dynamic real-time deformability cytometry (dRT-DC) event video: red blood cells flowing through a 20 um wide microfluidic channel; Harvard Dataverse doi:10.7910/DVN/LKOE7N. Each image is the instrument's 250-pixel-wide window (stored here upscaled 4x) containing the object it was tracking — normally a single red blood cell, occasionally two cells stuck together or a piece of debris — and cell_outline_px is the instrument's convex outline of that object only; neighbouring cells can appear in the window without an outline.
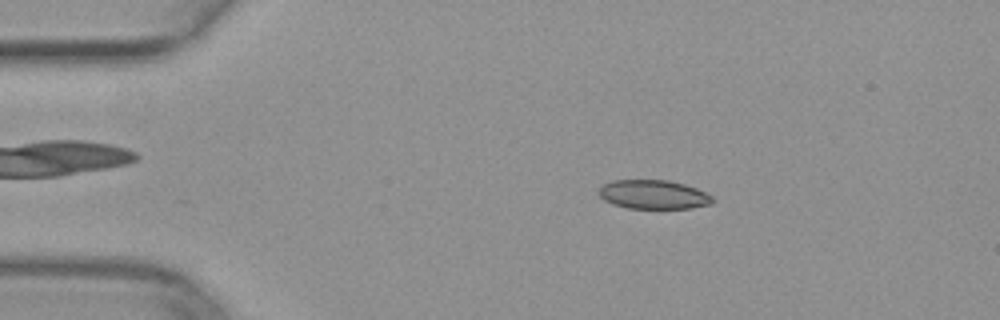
{"species": "common noctule bat (a hibernating species)", "species_latin": "Nyctalus noctula", "temperature_condition": "warm", "stored_images_in_passage": 51, "camera_frame_rate_fps": 3000, "um_per_image_px": 0.085, "animal": {"sex": "female", "body_mass_g": 29.2, "forearm_length_mm": 56.3}, "frame": {"image": 1, "passage_image": 10, "time_ms": 3.0, "image_size_px": [1000, 320], "cell_outline_px": [[716, 200], [712, 204], [692, 208], [628, 208], [612, 204], [604, 200], [596, 192], [604, 184], [612, 180], [668, 180], [684, 184], [696, 188], [712, 196]], "centroid_in_image_um": [55.54, 16.54], "position_along_channel_um": 29.5, "area_um2": 19.31}}
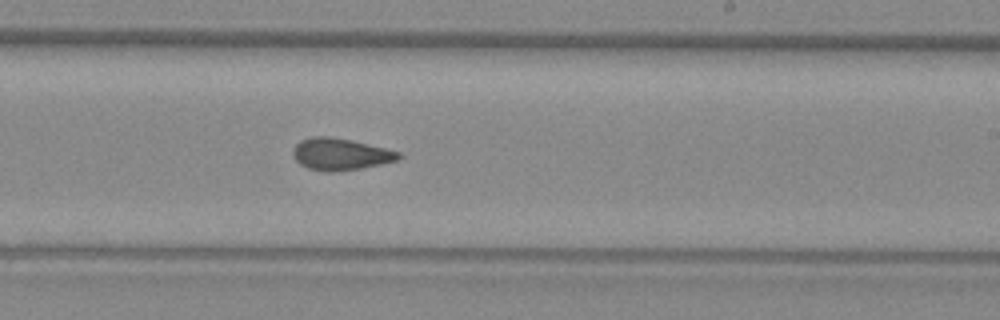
{"frame": {"image": 2, "passage_image": 31, "time_ms": 10.0, "image_size_px": [1000, 320], "cell_outline_px": [[400, 160], [360, 168], [332, 172], [324, 172], [308, 168], [300, 164], [292, 156], [292, 152], [296, 144], [300, 140], [312, 136], [328, 136], [348, 140], [384, 148], [400, 152]], "centroid_in_image_um": [28.89, 13.11], "position_along_channel_um": 260.1, "area_um2": 19.42}}
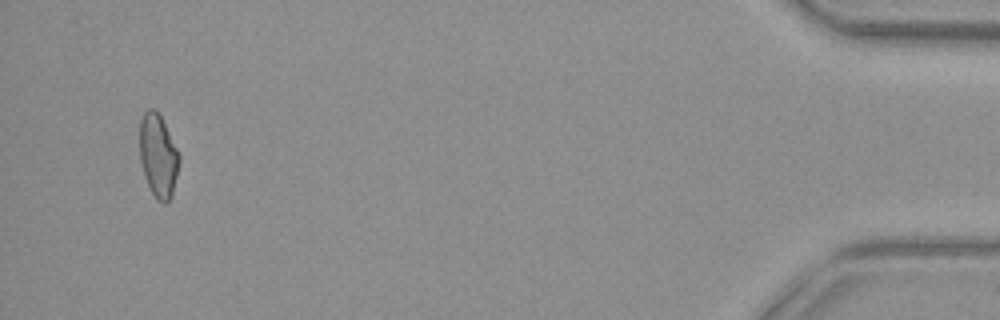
{"frame": {"image": 3, "passage_image": 49, "time_ms": 16.0, "image_size_px": [1000, 320], "cell_outline_px": [[180, 160], [172, 196], [164, 204], [156, 200], [144, 176], [140, 160], [140, 120], [144, 112], [148, 108], [156, 108], [180, 156]], "centroid_in_image_um": [13.43, 13.24], "position_along_channel_um": 421.8, "area_um2": 19.02}}